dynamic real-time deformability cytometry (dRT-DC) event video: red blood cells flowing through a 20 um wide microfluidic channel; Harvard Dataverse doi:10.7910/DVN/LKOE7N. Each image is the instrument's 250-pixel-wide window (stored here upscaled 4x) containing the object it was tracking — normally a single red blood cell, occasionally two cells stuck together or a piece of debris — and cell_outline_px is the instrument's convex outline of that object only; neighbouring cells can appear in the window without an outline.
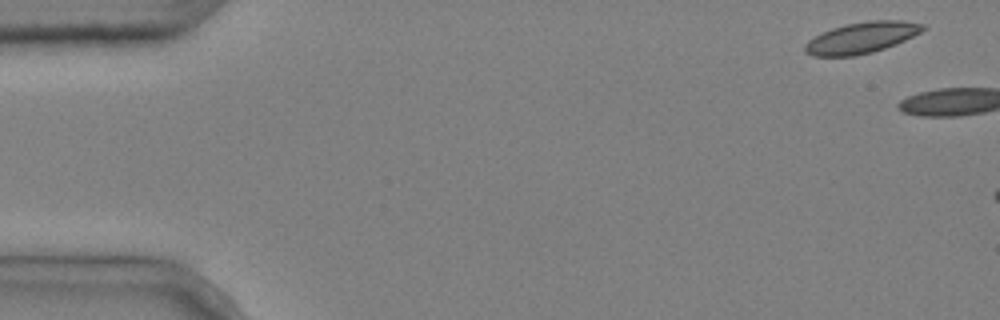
{"species": "common noctule bat (a hibernating species)", "species_latin": "Nyctalus noctula", "temperature_condition": "cold", "stored_images_in_passage": 5, "segment_of_instrument_passage": [2, 2], "camera_frame_rate_fps": 3000, "um_per_image_px": 0.085, "animal": {"sex": "male", "body_mass_g": 20.4}, "frame": {"image": 1, "passage_image": 5, "time_ms": 1.333, "image_size_px": [1000, 320], "cell_outline_px": [[928, 28], [896, 44], [872, 52], [856, 56], [812, 56], [804, 52], [804, 44], [808, 40], [832, 28], [848, 24], [868, 20], [900, 20], [928, 24]], "centroid_in_image_um": [73.26, 3.2], "position_along_channel_um": 11.7, "area_um2": 21.44}}